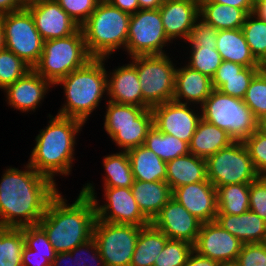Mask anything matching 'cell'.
I'll return each instance as SVG.
<instances>
[{
    "instance_id": "6da1fadb",
    "label": "cell",
    "mask_w": 266,
    "mask_h": 266,
    "mask_svg": "<svg viewBox=\"0 0 266 266\" xmlns=\"http://www.w3.org/2000/svg\"><path fill=\"white\" fill-rule=\"evenodd\" d=\"M23 170L7 167L0 179V227L37 225L50 200L59 192L56 183L28 163Z\"/></svg>"
},
{
    "instance_id": "7a4b0ae2",
    "label": "cell",
    "mask_w": 266,
    "mask_h": 266,
    "mask_svg": "<svg viewBox=\"0 0 266 266\" xmlns=\"http://www.w3.org/2000/svg\"><path fill=\"white\" fill-rule=\"evenodd\" d=\"M60 191L50 200L38 225L57 252H70L93 237L96 209L93 199L81 191L68 203Z\"/></svg>"
},
{
    "instance_id": "3957f363",
    "label": "cell",
    "mask_w": 266,
    "mask_h": 266,
    "mask_svg": "<svg viewBox=\"0 0 266 266\" xmlns=\"http://www.w3.org/2000/svg\"><path fill=\"white\" fill-rule=\"evenodd\" d=\"M49 121L35 137V146L31 151L28 164L38 173L56 183L55 176H67L75 161V145L78 134L85 123L79 119L52 116L48 114Z\"/></svg>"
},
{
    "instance_id": "277c9868",
    "label": "cell",
    "mask_w": 266,
    "mask_h": 266,
    "mask_svg": "<svg viewBox=\"0 0 266 266\" xmlns=\"http://www.w3.org/2000/svg\"><path fill=\"white\" fill-rule=\"evenodd\" d=\"M109 58H92L83 67L72 71L53 85L62 86L65 95V101L57 115L86 123L92 112L99 108L103 98L107 100L105 62Z\"/></svg>"
},
{
    "instance_id": "5b68a950",
    "label": "cell",
    "mask_w": 266,
    "mask_h": 266,
    "mask_svg": "<svg viewBox=\"0 0 266 266\" xmlns=\"http://www.w3.org/2000/svg\"><path fill=\"white\" fill-rule=\"evenodd\" d=\"M131 14L101 0L95 11L80 26L88 54L106 58L116 50H125Z\"/></svg>"
},
{
    "instance_id": "8992f818",
    "label": "cell",
    "mask_w": 266,
    "mask_h": 266,
    "mask_svg": "<svg viewBox=\"0 0 266 266\" xmlns=\"http://www.w3.org/2000/svg\"><path fill=\"white\" fill-rule=\"evenodd\" d=\"M92 57L88 54L80 28L74 34L43 42V51L33 69L54 85L72 71L83 67Z\"/></svg>"
},
{
    "instance_id": "52a82bcc",
    "label": "cell",
    "mask_w": 266,
    "mask_h": 266,
    "mask_svg": "<svg viewBox=\"0 0 266 266\" xmlns=\"http://www.w3.org/2000/svg\"><path fill=\"white\" fill-rule=\"evenodd\" d=\"M202 119L225 130L234 141H244L257 130V118L243 99L214 89L201 106Z\"/></svg>"
},
{
    "instance_id": "ba28073f",
    "label": "cell",
    "mask_w": 266,
    "mask_h": 266,
    "mask_svg": "<svg viewBox=\"0 0 266 266\" xmlns=\"http://www.w3.org/2000/svg\"><path fill=\"white\" fill-rule=\"evenodd\" d=\"M168 54L130 57L136 66L144 108H153L173 100L177 67Z\"/></svg>"
},
{
    "instance_id": "9c48e42d",
    "label": "cell",
    "mask_w": 266,
    "mask_h": 266,
    "mask_svg": "<svg viewBox=\"0 0 266 266\" xmlns=\"http://www.w3.org/2000/svg\"><path fill=\"white\" fill-rule=\"evenodd\" d=\"M207 179L215 188L255 181L257 174L243 141H234L206 159Z\"/></svg>"
},
{
    "instance_id": "30bf717a",
    "label": "cell",
    "mask_w": 266,
    "mask_h": 266,
    "mask_svg": "<svg viewBox=\"0 0 266 266\" xmlns=\"http://www.w3.org/2000/svg\"><path fill=\"white\" fill-rule=\"evenodd\" d=\"M4 31L5 49L12 51L31 68L39 61L43 42L34 18L27 9L0 16Z\"/></svg>"
},
{
    "instance_id": "8fae6325",
    "label": "cell",
    "mask_w": 266,
    "mask_h": 266,
    "mask_svg": "<svg viewBox=\"0 0 266 266\" xmlns=\"http://www.w3.org/2000/svg\"><path fill=\"white\" fill-rule=\"evenodd\" d=\"M169 44L172 42L165 34L159 9H140L131 14L124 50L129 57L167 54L165 47Z\"/></svg>"
},
{
    "instance_id": "7c38bea8",
    "label": "cell",
    "mask_w": 266,
    "mask_h": 266,
    "mask_svg": "<svg viewBox=\"0 0 266 266\" xmlns=\"http://www.w3.org/2000/svg\"><path fill=\"white\" fill-rule=\"evenodd\" d=\"M103 190L105 202L100 204L93 182H88L81 188L83 194L93 199L98 220L142 227L151 223L142 214L130 188L103 187Z\"/></svg>"
},
{
    "instance_id": "4fadbf2b",
    "label": "cell",
    "mask_w": 266,
    "mask_h": 266,
    "mask_svg": "<svg viewBox=\"0 0 266 266\" xmlns=\"http://www.w3.org/2000/svg\"><path fill=\"white\" fill-rule=\"evenodd\" d=\"M142 226L108 223L96 218L95 239L105 266H130Z\"/></svg>"
},
{
    "instance_id": "5bb4252c",
    "label": "cell",
    "mask_w": 266,
    "mask_h": 266,
    "mask_svg": "<svg viewBox=\"0 0 266 266\" xmlns=\"http://www.w3.org/2000/svg\"><path fill=\"white\" fill-rule=\"evenodd\" d=\"M151 111L153 126L157 130L164 134L173 135L186 143H190L202 119L201 107L198 109V106L195 107V105L179 103L174 100L157 105L151 108Z\"/></svg>"
},
{
    "instance_id": "9a60e30c",
    "label": "cell",
    "mask_w": 266,
    "mask_h": 266,
    "mask_svg": "<svg viewBox=\"0 0 266 266\" xmlns=\"http://www.w3.org/2000/svg\"><path fill=\"white\" fill-rule=\"evenodd\" d=\"M243 243L219 223H202L193 250L219 263L236 261Z\"/></svg>"
},
{
    "instance_id": "2e32d148",
    "label": "cell",
    "mask_w": 266,
    "mask_h": 266,
    "mask_svg": "<svg viewBox=\"0 0 266 266\" xmlns=\"http://www.w3.org/2000/svg\"><path fill=\"white\" fill-rule=\"evenodd\" d=\"M169 239L195 244L202 222L173 197L151 222Z\"/></svg>"
},
{
    "instance_id": "e0dca14e",
    "label": "cell",
    "mask_w": 266,
    "mask_h": 266,
    "mask_svg": "<svg viewBox=\"0 0 266 266\" xmlns=\"http://www.w3.org/2000/svg\"><path fill=\"white\" fill-rule=\"evenodd\" d=\"M53 85L42 78L33 68L23 77L9 85L3 92L6 93L7 105L17 111L35 112L40 107L46 94Z\"/></svg>"
},
{
    "instance_id": "ac0fdd59",
    "label": "cell",
    "mask_w": 266,
    "mask_h": 266,
    "mask_svg": "<svg viewBox=\"0 0 266 266\" xmlns=\"http://www.w3.org/2000/svg\"><path fill=\"white\" fill-rule=\"evenodd\" d=\"M172 197L202 223L216 220L217 191L208 179L177 187L172 191Z\"/></svg>"
},
{
    "instance_id": "d6986e66",
    "label": "cell",
    "mask_w": 266,
    "mask_h": 266,
    "mask_svg": "<svg viewBox=\"0 0 266 266\" xmlns=\"http://www.w3.org/2000/svg\"><path fill=\"white\" fill-rule=\"evenodd\" d=\"M165 34L174 41H187L195 22L199 19V4L193 0H165L159 7Z\"/></svg>"
},
{
    "instance_id": "ffe728a7",
    "label": "cell",
    "mask_w": 266,
    "mask_h": 266,
    "mask_svg": "<svg viewBox=\"0 0 266 266\" xmlns=\"http://www.w3.org/2000/svg\"><path fill=\"white\" fill-rule=\"evenodd\" d=\"M44 41L68 37L80 29L56 0H49L28 9Z\"/></svg>"
},
{
    "instance_id": "44dd1931",
    "label": "cell",
    "mask_w": 266,
    "mask_h": 266,
    "mask_svg": "<svg viewBox=\"0 0 266 266\" xmlns=\"http://www.w3.org/2000/svg\"><path fill=\"white\" fill-rule=\"evenodd\" d=\"M130 63L107 70V99L117 104L142 107V91L136 66Z\"/></svg>"
},
{
    "instance_id": "7402d4cb",
    "label": "cell",
    "mask_w": 266,
    "mask_h": 266,
    "mask_svg": "<svg viewBox=\"0 0 266 266\" xmlns=\"http://www.w3.org/2000/svg\"><path fill=\"white\" fill-rule=\"evenodd\" d=\"M213 90L212 79L208 76L185 64L176 68L174 101L201 107Z\"/></svg>"
},
{
    "instance_id": "603a6c76",
    "label": "cell",
    "mask_w": 266,
    "mask_h": 266,
    "mask_svg": "<svg viewBox=\"0 0 266 266\" xmlns=\"http://www.w3.org/2000/svg\"><path fill=\"white\" fill-rule=\"evenodd\" d=\"M259 72V67H244L223 60L212 78L213 88L225 95L243 99L251 80Z\"/></svg>"
},
{
    "instance_id": "cb8c5ba5",
    "label": "cell",
    "mask_w": 266,
    "mask_h": 266,
    "mask_svg": "<svg viewBox=\"0 0 266 266\" xmlns=\"http://www.w3.org/2000/svg\"><path fill=\"white\" fill-rule=\"evenodd\" d=\"M215 221L243 244L266 242V221L250 210L240 215L217 214Z\"/></svg>"
},
{
    "instance_id": "d4e9b609",
    "label": "cell",
    "mask_w": 266,
    "mask_h": 266,
    "mask_svg": "<svg viewBox=\"0 0 266 266\" xmlns=\"http://www.w3.org/2000/svg\"><path fill=\"white\" fill-rule=\"evenodd\" d=\"M130 189L142 214L150 222L172 198L171 187L167 182L163 181L145 182L134 180Z\"/></svg>"
},
{
    "instance_id": "484cf974",
    "label": "cell",
    "mask_w": 266,
    "mask_h": 266,
    "mask_svg": "<svg viewBox=\"0 0 266 266\" xmlns=\"http://www.w3.org/2000/svg\"><path fill=\"white\" fill-rule=\"evenodd\" d=\"M166 182L172 191L180 186L207 180L206 159L191 153L166 162Z\"/></svg>"
},
{
    "instance_id": "4316f807",
    "label": "cell",
    "mask_w": 266,
    "mask_h": 266,
    "mask_svg": "<svg viewBox=\"0 0 266 266\" xmlns=\"http://www.w3.org/2000/svg\"><path fill=\"white\" fill-rule=\"evenodd\" d=\"M233 142L225 130L201 119L189 143V150L191 154L207 159Z\"/></svg>"
},
{
    "instance_id": "83f0119b",
    "label": "cell",
    "mask_w": 266,
    "mask_h": 266,
    "mask_svg": "<svg viewBox=\"0 0 266 266\" xmlns=\"http://www.w3.org/2000/svg\"><path fill=\"white\" fill-rule=\"evenodd\" d=\"M105 102L104 129L109 138L116 134V126L153 125L151 108L117 104L108 100Z\"/></svg>"
},
{
    "instance_id": "f1b7e54d",
    "label": "cell",
    "mask_w": 266,
    "mask_h": 266,
    "mask_svg": "<svg viewBox=\"0 0 266 266\" xmlns=\"http://www.w3.org/2000/svg\"><path fill=\"white\" fill-rule=\"evenodd\" d=\"M216 44V50L222 60L231 61L244 67H259L241 28L219 30Z\"/></svg>"
},
{
    "instance_id": "f546056e",
    "label": "cell",
    "mask_w": 266,
    "mask_h": 266,
    "mask_svg": "<svg viewBox=\"0 0 266 266\" xmlns=\"http://www.w3.org/2000/svg\"><path fill=\"white\" fill-rule=\"evenodd\" d=\"M134 180L166 182V162L144 145L127 150Z\"/></svg>"
},
{
    "instance_id": "4dcf8cb0",
    "label": "cell",
    "mask_w": 266,
    "mask_h": 266,
    "mask_svg": "<svg viewBox=\"0 0 266 266\" xmlns=\"http://www.w3.org/2000/svg\"><path fill=\"white\" fill-rule=\"evenodd\" d=\"M169 238L152 223L140 229L130 266H154Z\"/></svg>"
},
{
    "instance_id": "1f68e13d",
    "label": "cell",
    "mask_w": 266,
    "mask_h": 266,
    "mask_svg": "<svg viewBox=\"0 0 266 266\" xmlns=\"http://www.w3.org/2000/svg\"><path fill=\"white\" fill-rule=\"evenodd\" d=\"M247 14L240 8L205 1L199 5V18L218 30L242 28Z\"/></svg>"
},
{
    "instance_id": "d6a6232c",
    "label": "cell",
    "mask_w": 266,
    "mask_h": 266,
    "mask_svg": "<svg viewBox=\"0 0 266 266\" xmlns=\"http://www.w3.org/2000/svg\"><path fill=\"white\" fill-rule=\"evenodd\" d=\"M102 161L105 170L102 187L131 188L134 177L127 151L107 154Z\"/></svg>"
},
{
    "instance_id": "836d02e7",
    "label": "cell",
    "mask_w": 266,
    "mask_h": 266,
    "mask_svg": "<svg viewBox=\"0 0 266 266\" xmlns=\"http://www.w3.org/2000/svg\"><path fill=\"white\" fill-rule=\"evenodd\" d=\"M144 146L152 150L164 162L190 153L189 143L181 141L173 135L164 134L154 126L147 132Z\"/></svg>"
},
{
    "instance_id": "e575fe53",
    "label": "cell",
    "mask_w": 266,
    "mask_h": 266,
    "mask_svg": "<svg viewBox=\"0 0 266 266\" xmlns=\"http://www.w3.org/2000/svg\"><path fill=\"white\" fill-rule=\"evenodd\" d=\"M249 188L250 183L231 184L216 188L217 214L240 215L249 211Z\"/></svg>"
},
{
    "instance_id": "d590c367",
    "label": "cell",
    "mask_w": 266,
    "mask_h": 266,
    "mask_svg": "<svg viewBox=\"0 0 266 266\" xmlns=\"http://www.w3.org/2000/svg\"><path fill=\"white\" fill-rule=\"evenodd\" d=\"M23 227H0V266H22Z\"/></svg>"
},
{
    "instance_id": "8d00e7d4",
    "label": "cell",
    "mask_w": 266,
    "mask_h": 266,
    "mask_svg": "<svg viewBox=\"0 0 266 266\" xmlns=\"http://www.w3.org/2000/svg\"><path fill=\"white\" fill-rule=\"evenodd\" d=\"M186 64L190 68L213 78L222 63V58L214 46L190 47ZM191 53V54H190Z\"/></svg>"
},
{
    "instance_id": "74e56055",
    "label": "cell",
    "mask_w": 266,
    "mask_h": 266,
    "mask_svg": "<svg viewBox=\"0 0 266 266\" xmlns=\"http://www.w3.org/2000/svg\"><path fill=\"white\" fill-rule=\"evenodd\" d=\"M241 29L252 55L259 61L266 53V22L249 13Z\"/></svg>"
},
{
    "instance_id": "f35d334b",
    "label": "cell",
    "mask_w": 266,
    "mask_h": 266,
    "mask_svg": "<svg viewBox=\"0 0 266 266\" xmlns=\"http://www.w3.org/2000/svg\"><path fill=\"white\" fill-rule=\"evenodd\" d=\"M32 68L7 49L0 51V89L5 90Z\"/></svg>"
},
{
    "instance_id": "ab89813d",
    "label": "cell",
    "mask_w": 266,
    "mask_h": 266,
    "mask_svg": "<svg viewBox=\"0 0 266 266\" xmlns=\"http://www.w3.org/2000/svg\"><path fill=\"white\" fill-rule=\"evenodd\" d=\"M192 251V244L181 240L168 239L163 250L156 258L154 266H184Z\"/></svg>"
},
{
    "instance_id": "60d3db41",
    "label": "cell",
    "mask_w": 266,
    "mask_h": 266,
    "mask_svg": "<svg viewBox=\"0 0 266 266\" xmlns=\"http://www.w3.org/2000/svg\"><path fill=\"white\" fill-rule=\"evenodd\" d=\"M153 125L116 126V134L111 138L120 151L144 145L147 132Z\"/></svg>"
},
{
    "instance_id": "b9f144b4",
    "label": "cell",
    "mask_w": 266,
    "mask_h": 266,
    "mask_svg": "<svg viewBox=\"0 0 266 266\" xmlns=\"http://www.w3.org/2000/svg\"><path fill=\"white\" fill-rule=\"evenodd\" d=\"M243 101L257 120L266 115V78L260 72L251 80Z\"/></svg>"
},
{
    "instance_id": "7bdbcfd3",
    "label": "cell",
    "mask_w": 266,
    "mask_h": 266,
    "mask_svg": "<svg viewBox=\"0 0 266 266\" xmlns=\"http://www.w3.org/2000/svg\"><path fill=\"white\" fill-rule=\"evenodd\" d=\"M244 144L259 176H266V135L256 130Z\"/></svg>"
},
{
    "instance_id": "ee69618b",
    "label": "cell",
    "mask_w": 266,
    "mask_h": 266,
    "mask_svg": "<svg viewBox=\"0 0 266 266\" xmlns=\"http://www.w3.org/2000/svg\"><path fill=\"white\" fill-rule=\"evenodd\" d=\"M25 246L40 254H57L45 231L37 224L23 227Z\"/></svg>"
},
{
    "instance_id": "f6af8a7d",
    "label": "cell",
    "mask_w": 266,
    "mask_h": 266,
    "mask_svg": "<svg viewBox=\"0 0 266 266\" xmlns=\"http://www.w3.org/2000/svg\"><path fill=\"white\" fill-rule=\"evenodd\" d=\"M67 14L81 26L95 11L101 0H56Z\"/></svg>"
},
{
    "instance_id": "bcb514c9",
    "label": "cell",
    "mask_w": 266,
    "mask_h": 266,
    "mask_svg": "<svg viewBox=\"0 0 266 266\" xmlns=\"http://www.w3.org/2000/svg\"><path fill=\"white\" fill-rule=\"evenodd\" d=\"M70 253L75 257L77 266H105L93 237L83 244L76 246ZM84 254H87L86 257Z\"/></svg>"
},
{
    "instance_id": "7dc6e473",
    "label": "cell",
    "mask_w": 266,
    "mask_h": 266,
    "mask_svg": "<svg viewBox=\"0 0 266 266\" xmlns=\"http://www.w3.org/2000/svg\"><path fill=\"white\" fill-rule=\"evenodd\" d=\"M219 30L212 25L198 19L188 39L189 47L214 46L217 47L216 40Z\"/></svg>"
},
{
    "instance_id": "c3c4849f",
    "label": "cell",
    "mask_w": 266,
    "mask_h": 266,
    "mask_svg": "<svg viewBox=\"0 0 266 266\" xmlns=\"http://www.w3.org/2000/svg\"><path fill=\"white\" fill-rule=\"evenodd\" d=\"M249 210L266 221V176H259L250 183Z\"/></svg>"
},
{
    "instance_id": "681fc988",
    "label": "cell",
    "mask_w": 266,
    "mask_h": 266,
    "mask_svg": "<svg viewBox=\"0 0 266 266\" xmlns=\"http://www.w3.org/2000/svg\"><path fill=\"white\" fill-rule=\"evenodd\" d=\"M236 261L240 266H266V242L243 244Z\"/></svg>"
},
{
    "instance_id": "f907efd6",
    "label": "cell",
    "mask_w": 266,
    "mask_h": 266,
    "mask_svg": "<svg viewBox=\"0 0 266 266\" xmlns=\"http://www.w3.org/2000/svg\"><path fill=\"white\" fill-rule=\"evenodd\" d=\"M56 254H40L24 246L22 250V266H51Z\"/></svg>"
},
{
    "instance_id": "816d5d0a",
    "label": "cell",
    "mask_w": 266,
    "mask_h": 266,
    "mask_svg": "<svg viewBox=\"0 0 266 266\" xmlns=\"http://www.w3.org/2000/svg\"><path fill=\"white\" fill-rule=\"evenodd\" d=\"M219 265L220 263L218 261L202 256L193 250L189 255L186 264L184 266H219Z\"/></svg>"
},
{
    "instance_id": "f5cc1de1",
    "label": "cell",
    "mask_w": 266,
    "mask_h": 266,
    "mask_svg": "<svg viewBox=\"0 0 266 266\" xmlns=\"http://www.w3.org/2000/svg\"><path fill=\"white\" fill-rule=\"evenodd\" d=\"M213 3H220L242 9L246 14L253 13L255 0H209Z\"/></svg>"
},
{
    "instance_id": "db71d44e",
    "label": "cell",
    "mask_w": 266,
    "mask_h": 266,
    "mask_svg": "<svg viewBox=\"0 0 266 266\" xmlns=\"http://www.w3.org/2000/svg\"><path fill=\"white\" fill-rule=\"evenodd\" d=\"M112 6L129 14H134L139 10L138 0H107Z\"/></svg>"
},
{
    "instance_id": "11a10c76",
    "label": "cell",
    "mask_w": 266,
    "mask_h": 266,
    "mask_svg": "<svg viewBox=\"0 0 266 266\" xmlns=\"http://www.w3.org/2000/svg\"><path fill=\"white\" fill-rule=\"evenodd\" d=\"M51 266H77V264L70 252H60L56 254Z\"/></svg>"
},
{
    "instance_id": "9f6ffc18",
    "label": "cell",
    "mask_w": 266,
    "mask_h": 266,
    "mask_svg": "<svg viewBox=\"0 0 266 266\" xmlns=\"http://www.w3.org/2000/svg\"><path fill=\"white\" fill-rule=\"evenodd\" d=\"M21 10L19 0H0V16Z\"/></svg>"
},
{
    "instance_id": "6f0895ef",
    "label": "cell",
    "mask_w": 266,
    "mask_h": 266,
    "mask_svg": "<svg viewBox=\"0 0 266 266\" xmlns=\"http://www.w3.org/2000/svg\"><path fill=\"white\" fill-rule=\"evenodd\" d=\"M253 14L266 22V2L264 0H255Z\"/></svg>"
},
{
    "instance_id": "680465c9",
    "label": "cell",
    "mask_w": 266,
    "mask_h": 266,
    "mask_svg": "<svg viewBox=\"0 0 266 266\" xmlns=\"http://www.w3.org/2000/svg\"><path fill=\"white\" fill-rule=\"evenodd\" d=\"M165 0H138L140 9H159Z\"/></svg>"
},
{
    "instance_id": "91938a15",
    "label": "cell",
    "mask_w": 266,
    "mask_h": 266,
    "mask_svg": "<svg viewBox=\"0 0 266 266\" xmlns=\"http://www.w3.org/2000/svg\"><path fill=\"white\" fill-rule=\"evenodd\" d=\"M49 0H19L20 9H29L33 6L39 5Z\"/></svg>"
},
{
    "instance_id": "94428289",
    "label": "cell",
    "mask_w": 266,
    "mask_h": 266,
    "mask_svg": "<svg viewBox=\"0 0 266 266\" xmlns=\"http://www.w3.org/2000/svg\"><path fill=\"white\" fill-rule=\"evenodd\" d=\"M257 130L266 135V115L257 120Z\"/></svg>"
},
{
    "instance_id": "6125c7cd",
    "label": "cell",
    "mask_w": 266,
    "mask_h": 266,
    "mask_svg": "<svg viewBox=\"0 0 266 266\" xmlns=\"http://www.w3.org/2000/svg\"><path fill=\"white\" fill-rule=\"evenodd\" d=\"M3 49H5V40H4L3 26L0 19V51Z\"/></svg>"
},
{
    "instance_id": "be15d7a7",
    "label": "cell",
    "mask_w": 266,
    "mask_h": 266,
    "mask_svg": "<svg viewBox=\"0 0 266 266\" xmlns=\"http://www.w3.org/2000/svg\"><path fill=\"white\" fill-rule=\"evenodd\" d=\"M259 63V72L266 78V62H258Z\"/></svg>"
},
{
    "instance_id": "e7e4bbea",
    "label": "cell",
    "mask_w": 266,
    "mask_h": 266,
    "mask_svg": "<svg viewBox=\"0 0 266 266\" xmlns=\"http://www.w3.org/2000/svg\"><path fill=\"white\" fill-rule=\"evenodd\" d=\"M219 266H240L237 261L223 262Z\"/></svg>"
},
{
    "instance_id": "03108f58",
    "label": "cell",
    "mask_w": 266,
    "mask_h": 266,
    "mask_svg": "<svg viewBox=\"0 0 266 266\" xmlns=\"http://www.w3.org/2000/svg\"><path fill=\"white\" fill-rule=\"evenodd\" d=\"M194 2L198 3L199 5L205 1H208V0H193Z\"/></svg>"
},
{
    "instance_id": "003e7915",
    "label": "cell",
    "mask_w": 266,
    "mask_h": 266,
    "mask_svg": "<svg viewBox=\"0 0 266 266\" xmlns=\"http://www.w3.org/2000/svg\"><path fill=\"white\" fill-rule=\"evenodd\" d=\"M258 62H266V53Z\"/></svg>"
}]
</instances>
